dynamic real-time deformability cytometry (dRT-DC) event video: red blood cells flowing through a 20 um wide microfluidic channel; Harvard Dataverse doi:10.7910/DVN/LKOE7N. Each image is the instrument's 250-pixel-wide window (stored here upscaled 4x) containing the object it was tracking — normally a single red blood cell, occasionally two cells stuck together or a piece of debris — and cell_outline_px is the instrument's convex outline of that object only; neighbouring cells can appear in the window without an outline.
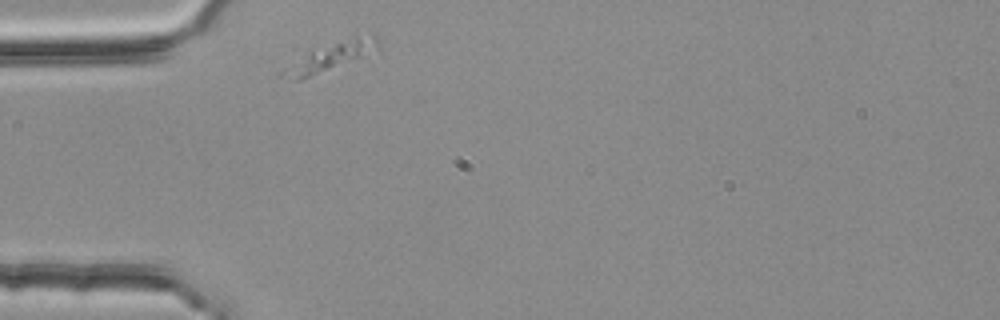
{"species": "common noctule bat (a hibernating species)", "species_latin": "Nyctalus noctula", "temperature_condition": "room temperature", "stored_images_in_passage": 33, "camera_frame_rate_fps": 3000, "um_per_image_px": 0.085, "animal": {"sex": "female", "body_mass_g": 25.1}, "frame": {"image": 1, "passage_image": 1, "time_ms": 0.0, "image_size_px": [1000, 320], "cell_outline_px": [[376, 48], [360, 56], [300, 80], [296, 80], [276, 76], [276, 72], [308, 52], [356, 36], [372, 32], [376, 36]], "centroid_in_image_um": [27.93, 4.84], "position_along_channel_um": 57.1, "area_um2": 14.57}}